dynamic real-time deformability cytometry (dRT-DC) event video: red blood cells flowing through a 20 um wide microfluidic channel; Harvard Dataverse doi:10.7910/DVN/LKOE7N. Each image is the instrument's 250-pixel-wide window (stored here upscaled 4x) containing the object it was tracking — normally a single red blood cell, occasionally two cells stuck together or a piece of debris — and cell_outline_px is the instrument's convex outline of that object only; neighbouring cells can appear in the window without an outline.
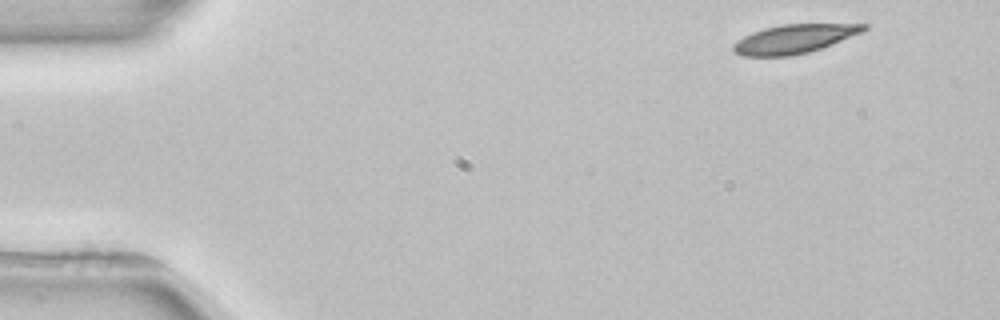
{"species": "common noctule bat (a hibernating species)", "species_latin": "Nyctalus noctula", "temperature_condition": "room temperature", "stored_images_in_passage": 4, "camera_frame_rate_fps": 3000, "um_per_image_px": 0.085, "animal": {"sex": "female", "body_mass_g": 22.7, "forearm_length_mm": 54.2}, "frame": {"image": 1, "passage_image": 1, "time_ms": 0.0, "image_size_px": [1000, 320], "cell_outline_px": [[868, 28], [860, 32], [832, 44], [808, 52], [788, 56], [740, 56], [732, 48], [732, 44], [744, 36], [752, 32], [764, 28], [784, 24], [868, 24]], "centroid_in_image_um": [67.46, 3.31], "position_along_channel_um": 17.5, "area_um2": 21.62}}
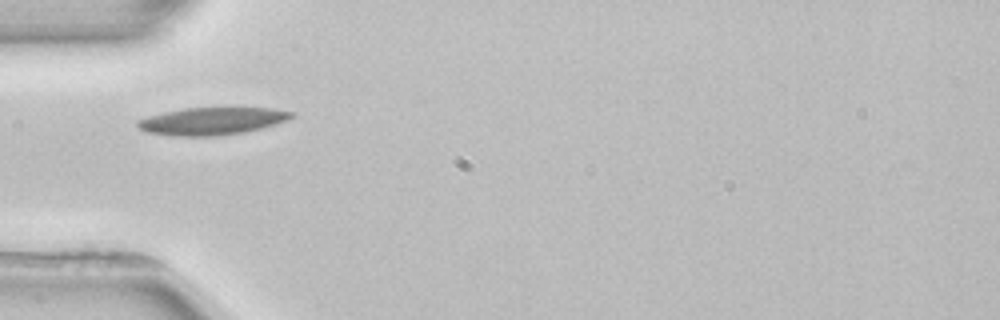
{"frame": {"image": 2, "passage_image": 4, "time_ms": 4.0, "image_size_px": [1000, 320], "cell_outline_px": [[296, 116], [288, 120], [276, 124], [244, 132], [216, 136], [176, 136], [144, 132], [136, 124], [136, 120], [148, 116], [164, 112], [184, 108], [236, 104], [272, 108], [296, 112]], "centroid_in_image_um": [18.11, 10.23], "position_along_channel_um": 66.9, "area_um2": 26.01}}